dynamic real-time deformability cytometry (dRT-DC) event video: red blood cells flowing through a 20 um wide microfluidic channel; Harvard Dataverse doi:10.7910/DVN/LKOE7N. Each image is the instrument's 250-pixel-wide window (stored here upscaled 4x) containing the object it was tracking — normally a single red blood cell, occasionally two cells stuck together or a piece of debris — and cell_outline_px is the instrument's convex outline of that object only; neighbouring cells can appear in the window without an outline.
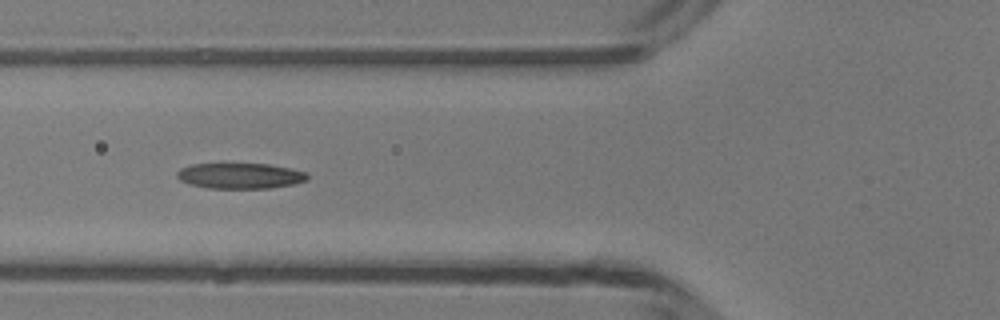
{"species": "common noctule bat (a hibernating species)", "species_latin": "Nyctalus noctula", "temperature_condition": "room temperature", "stored_images_in_passage": 14, "camera_frame_rate_fps": 3000, "um_per_image_px": 0.085, "animal": {"sex": "male", "body_mass_g": 13.3}, "frame": {"image": 1, "passage_image": 5, "time_ms": 1.333, "image_size_px": [1000, 320], "cell_outline_px": [[308, 180], [292, 184], [272, 188], [208, 188], [188, 184], [180, 180], [176, 176], [176, 172], [180, 168], [192, 164], [268, 164], [308, 172]], "centroid_in_image_um": [20.39, 14.95], "position_along_channel_um": 105.4, "area_um2": 19.48}}
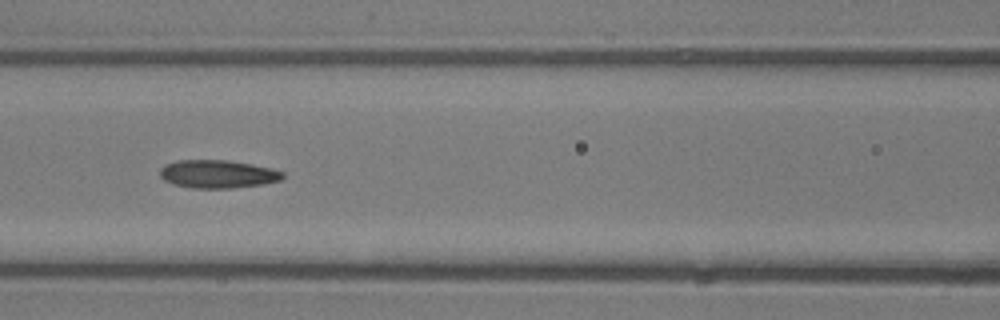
{"frame": {"image": 2, "passage_image": 8, "time_ms": 2.333, "image_size_px": [1000, 320], "cell_outline_px": [[284, 176], [280, 180], [260, 184], [232, 188], [192, 188], [172, 184], [164, 180], [160, 176], [160, 168], [164, 164], [176, 160], [228, 160], [252, 164], [272, 168], [284, 172]], "centroid_in_image_um": [18.47, 14.78], "position_along_channel_um": 148.1, "area_um2": 20.17}}